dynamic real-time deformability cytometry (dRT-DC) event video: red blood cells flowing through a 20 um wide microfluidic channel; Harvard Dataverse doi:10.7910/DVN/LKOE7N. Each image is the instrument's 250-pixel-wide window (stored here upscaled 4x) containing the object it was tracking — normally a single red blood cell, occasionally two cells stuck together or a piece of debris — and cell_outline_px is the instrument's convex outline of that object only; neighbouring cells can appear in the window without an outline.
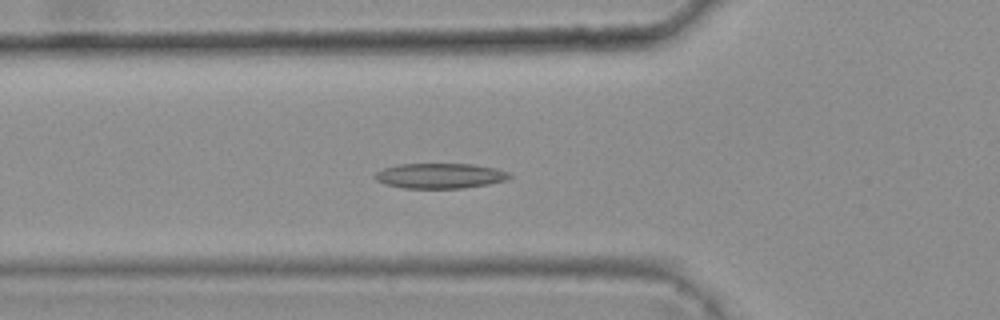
{"species": "common noctule bat (a hibernating species)", "species_latin": "Nyctalus noctula", "temperature_condition": "warm", "stored_images_in_passage": 33, "camera_frame_rate_fps": 3000, "um_per_image_px": 0.085, "animal": {"sex": "female", "body_mass_g": 25.1}, "frame": {"image": 1, "passage_image": 10, "time_ms": 3.0, "image_size_px": [1000, 320], "cell_outline_px": [[512, 176], [508, 180], [488, 184], [464, 188], [404, 188], [388, 184], [376, 180], [372, 176], [376, 172], [384, 168], [396, 164], [472, 164], [496, 168], [512, 172]], "centroid_in_image_um": [37.45, 14.94], "position_along_channel_um": 88.4, "area_um2": 19.88}}
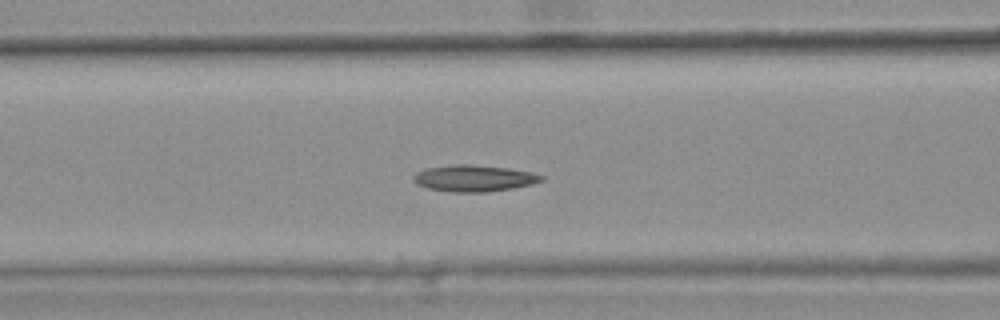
{"frame": {"image": 2, "passage_image": 13, "time_ms": 4.0, "image_size_px": [1000, 320], "cell_outline_px": [[544, 180], [532, 184], [512, 188], [488, 192], [452, 192], [428, 188], [416, 184], [412, 180], [412, 176], [416, 172], [424, 168], [456, 164], [468, 164], [508, 168], [532, 172], [544, 176]], "centroid_in_image_um": [40.26, 15.15], "position_along_channel_um": 126.3, "area_um2": 19.88}}
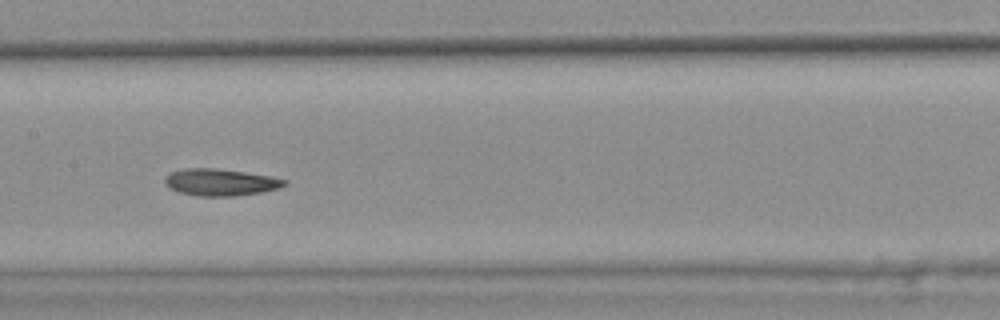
{"frame": {"image": 3, "passage_image": 18, "time_ms": 5.667, "image_size_px": [1000, 320], "cell_outline_px": [[288, 184], [280, 188], [260, 192], [236, 196], [196, 196], [180, 192], [168, 188], [164, 184], [164, 180], [172, 172], [184, 168], [216, 168], [272, 176], [288, 180]], "centroid_in_image_um": [18.76, 15.49], "position_along_channel_um": 188.6, "area_um2": 18.84}, "authors_computed_cell_mechanics": {"area_um2": 18.785, "velocity_mm_per_s": 3.7516, "shape_relaxation_time_tau1_ms": null, "shape_relaxation_time_tau2_ms": 8.219, "deformation_change_tau1": null, "deformation_change_tau2": 0.1475}}